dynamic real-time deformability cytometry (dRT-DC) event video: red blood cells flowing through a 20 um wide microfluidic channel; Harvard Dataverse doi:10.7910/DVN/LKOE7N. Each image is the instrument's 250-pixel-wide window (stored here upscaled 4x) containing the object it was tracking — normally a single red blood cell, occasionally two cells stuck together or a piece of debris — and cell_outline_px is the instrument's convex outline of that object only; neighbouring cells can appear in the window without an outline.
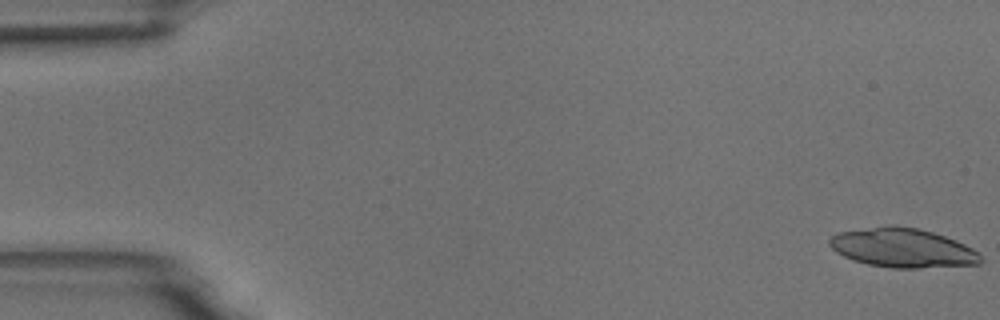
{"species": "common noctule bat (a hibernating species)", "species_latin": "Nyctalus noctula", "temperature_condition": "room temperature", "stored_images_in_passage": 8, "camera_frame_rate_fps": 3000, "um_per_image_px": 0.085, "animal": {"sex": "male", "body_mass_g": 18.8}, "frame": {"image": 1, "passage_image": 1, "time_ms": 0.0, "image_size_px": [1000, 320], "cell_outline_px": [[984, 260], [980, 264], [920, 268], [888, 268], [868, 264], [852, 260], [836, 252], [828, 244], [828, 240], [836, 232], [888, 224], [896, 224], [920, 228], [956, 240], [980, 252]], "centroid_in_image_um": [76.72, 21.06], "position_along_channel_um": 8.3, "area_um2": 35.14}}